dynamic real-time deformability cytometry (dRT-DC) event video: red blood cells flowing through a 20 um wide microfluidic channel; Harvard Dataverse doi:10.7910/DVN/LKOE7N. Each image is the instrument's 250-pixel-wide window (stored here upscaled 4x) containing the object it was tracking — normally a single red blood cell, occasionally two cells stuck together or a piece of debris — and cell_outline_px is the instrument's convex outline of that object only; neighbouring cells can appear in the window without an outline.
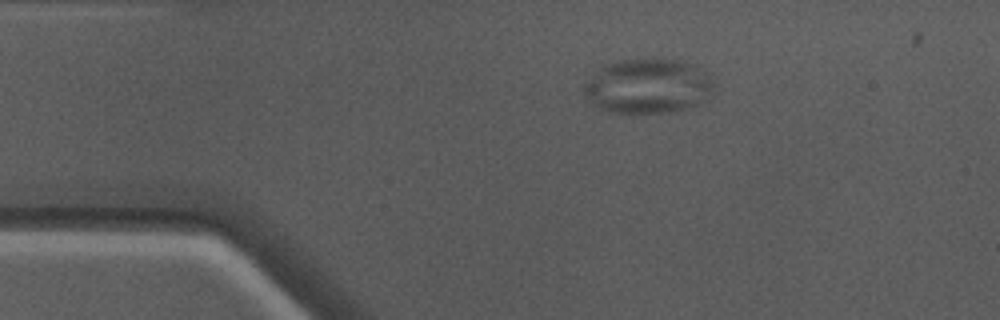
{"species": "Egyptian fruit bat (a non-hibernating species)", "species_latin": "Rousettus aegyptiacus", "temperature_condition": "warm", "stored_images_in_passage": 19, "camera_frame_rate_fps": 3000, "um_per_image_px": 0.085, "animal": {"sex": "male"}, "frame": {"image": 1, "passage_image": 1, "time_ms": 0.0, "image_size_px": [1000, 320], "cell_outline_px": [[712, 92], [704, 104], [672, 112], [636, 116], [608, 112], [592, 104], [584, 92], [584, 80], [600, 68], [608, 64], [620, 60], [652, 56], [684, 60], [708, 72], [712, 88]], "centroid_in_image_um": [55.08, 7.33], "position_along_channel_um": 29.9, "area_um2": 43.18}}